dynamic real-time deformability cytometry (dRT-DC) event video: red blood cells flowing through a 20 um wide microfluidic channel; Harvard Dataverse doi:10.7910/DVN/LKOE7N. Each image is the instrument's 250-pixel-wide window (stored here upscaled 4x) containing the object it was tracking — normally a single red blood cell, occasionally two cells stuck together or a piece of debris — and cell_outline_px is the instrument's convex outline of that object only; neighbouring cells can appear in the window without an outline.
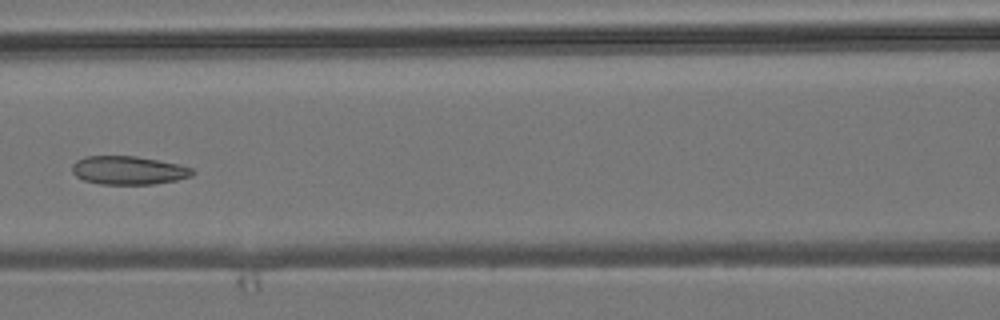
{"species": "common noctule bat (a hibernating species)", "species_latin": "Nyctalus noctula", "temperature_condition": "room temperature", "stored_images_in_passage": 7, "camera_frame_rate_fps": 3000, "um_per_image_px": 0.085, "animal": {"sex": "male", "body_mass_g": 19.2, "forearm_length_mm": 51.8}, "frame": {"image": 1, "passage_image": 6, "time_ms": 6.0, "image_size_px": [1000, 320], "cell_outline_px": [[196, 172], [192, 176], [176, 180], [152, 184], [100, 184], [84, 180], [76, 176], [72, 172], [72, 164], [76, 160], [84, 156], [136, 156], [180, 164], [192, 168]], "centroid_in_image_um": [10.92, 14.47], "position_along_channel_um": 155.7, "area_um2": 20.06}}
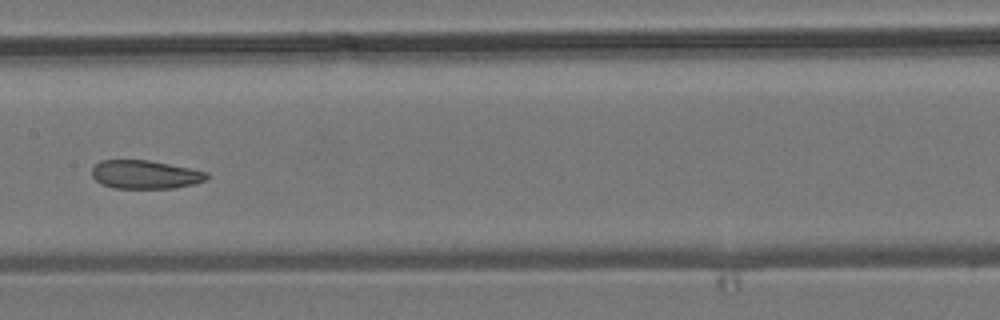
{"frame": {"image": 2, "passage_image": 7, "time_ms": 7.0, "image_size_px": [1000, 320], "cell_outline_px": [[208, 176], [204, 180], [192, 184], [176, 188], [112, 188], [100, 184], [92, 176], [92, 168], [100, 160], [148, 160], [208, 172]], "centroid_in_image_um": [12.29, 14.84], "position_along_channel_um": 195.1, "area_um2": 18.96}}